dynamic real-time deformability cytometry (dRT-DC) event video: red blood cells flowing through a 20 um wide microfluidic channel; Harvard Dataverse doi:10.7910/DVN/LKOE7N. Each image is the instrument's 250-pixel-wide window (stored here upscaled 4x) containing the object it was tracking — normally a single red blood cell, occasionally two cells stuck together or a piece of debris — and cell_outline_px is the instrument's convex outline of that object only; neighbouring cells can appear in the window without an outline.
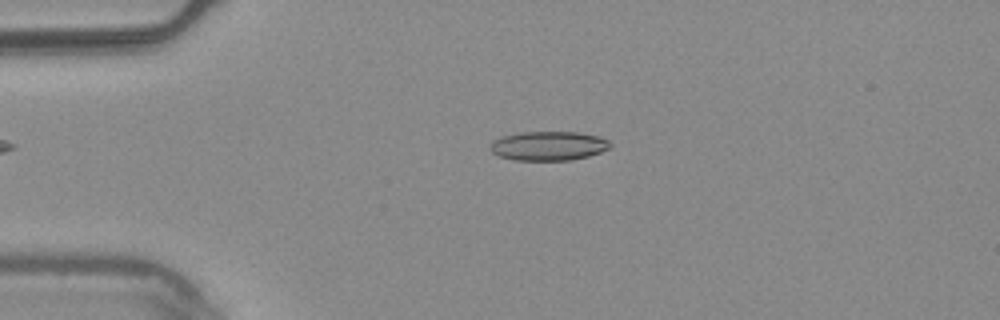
{"species": "common noctule bat (a hibernating species)", "species_latin": "Nyctalus noctula", "temperature_condition": "warm", "stored_images_in_passage": 43, "camera_frame_rate_fps": 3000, "um_per_image_px": 0.085, "animal": {"sex": "male", "body_mass_g": 20.4}, "frame": {"image": 1, "passage_image": 2, "time_ms": 0.333, "image_size_px": [1000, 320], "cell_outline_px": [[612, 144], [608, 148], [600, 152], [588, 156], [568, 160], [512, 160], [500, 156], [492, 152], [488, 148], [488, 144], [492, 140], [504, 136], [520, 132], [576, 132], [600, 136], [608, 140]], "centroid_in_image_um": [46.58, 12.39], "position_along_channel_um": 38.4, "area_um2": 20.46}}
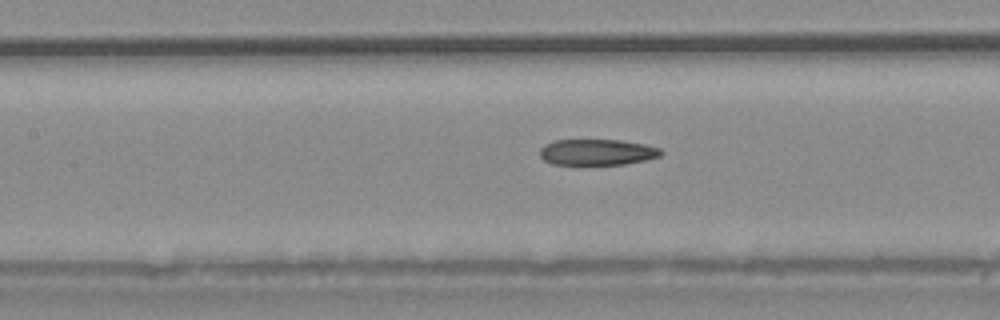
{"frame": {"image": 2, "passage_image": 14, "time_ms": 4.333, "image_size_px": [1000, 320], "cell_outline_px": [[664, 152], [660, 156], [644, 160], [624, 164], [552, 164], [544, 160], [540, 156], [540, 148], [544, 144], [556, 140], [620, 140], [644, 144], [660, 148]], "centroid_in_image_um": [50.75, 12.93], "position_along_channel_um": 156.7, "area_um2": 18.26}}
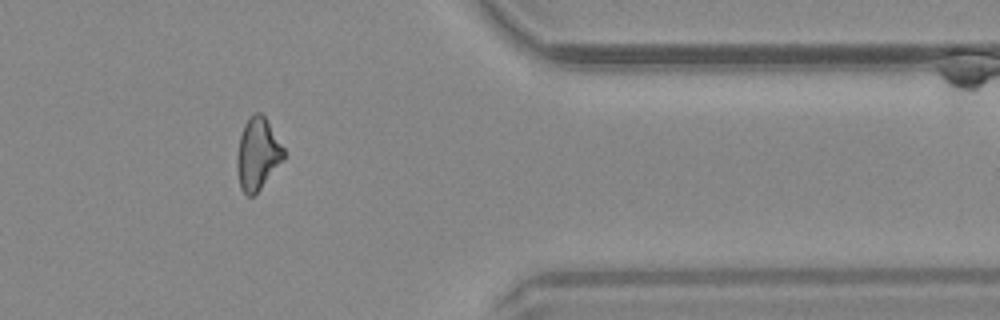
{"frame": {"image": 3, "passage_image": 34, "time_ms": 11.0, "image_size_px": [1000, 320], "cell_outline_px": [[284, 160], [260, 188], [252, 196], [248, 196], [240, 188], [236, 172], [236, 156], [240, 136], [244, 124], [256, 112], [260, 112], [264, 116], [284, 148]], "centroid_in_image_um": [21.88, 13.1], "position_along_channel_um": 389.5, "area_um2": 19.42}, "authors_computed_cell_mechanics": {"area_um2": 19.7098, "velocity_mm_per_s": 3.7668, "shape_relaxation_time_tau1_ms": null, "shape_relaxation_time_tau2_ms": 5.3019, "deformation_change_tau1": null, "deformation_change_tau2": 0.1439}}